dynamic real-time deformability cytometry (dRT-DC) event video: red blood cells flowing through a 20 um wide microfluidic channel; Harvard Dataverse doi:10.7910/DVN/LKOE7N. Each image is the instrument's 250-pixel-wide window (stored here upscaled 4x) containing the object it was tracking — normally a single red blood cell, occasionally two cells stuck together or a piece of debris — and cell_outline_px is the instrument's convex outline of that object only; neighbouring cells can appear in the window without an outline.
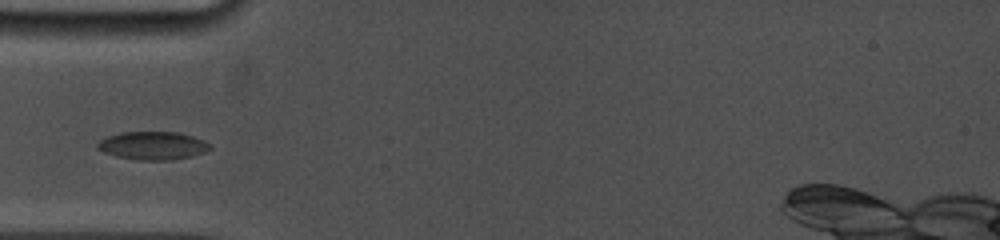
{"species": "common noctule bat (a hibernating species)", "species_latin": "Nyctalus noctula", "temperature_condition": "cold", "stored_images_in_passage": 26, "camera_frame_rate_fps": 5000, "um_per_image_px": 0.085, "animal": {"sex": "female", "body_mass_g": 19.0, "forearm_length_mm": 53.3}, "frame": {"image": 1, "passage_image": 7, "time_ms": 3.4, "image_size_px": [1000, 240], "cell_outline_px": [[212, 148], [204, 152], [192, 156], [172, 160], [136, 160], [116, 156], [104, 152], [96, 148], [96, 144], [100, 140], [108, 136], [120, 132], [176, 132], [192, 136], [204, 140], [212, 144]], "centroid_in_image_um": [12.99, 12.38], "position_along_channel_um": 72.0, "area_um2": 18.55}}
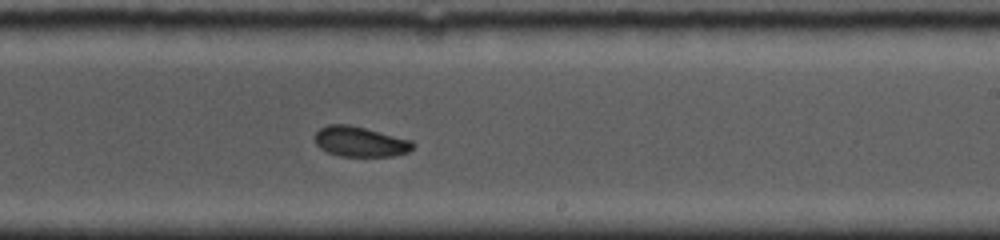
{"frame": {"image": 2, "passage_image": 18, "time_ms": 8.2, "image_size_px": [1000, 240], "cell_outline_px": [[416, 144], [408, 152], [392, 156], [340, 156], [328, 152], [320, 148], [316, 144], [316, 132], [320, 128], [328, 124], [348, 124], [412, 140]], "centroid_in_image_um": [30.62, 12.04], "position_along_channel_um": 258.4, "area_um2": 17.11}}
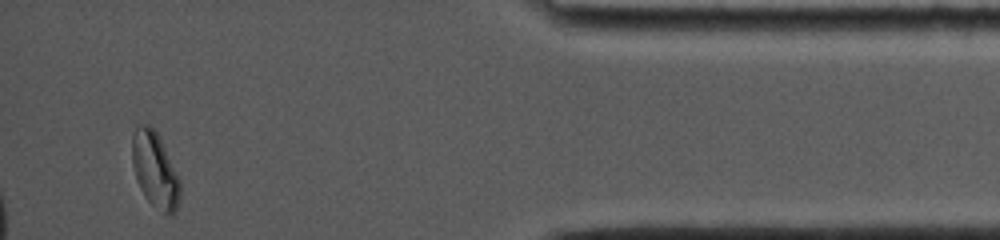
{"frame": {"image": 3, "passage_image": 26, "time_ms": 13.4, "image_size_px": [1000, 240], "cell_outline_px": [[180, 196], [176, 212], [172, 216], [168, 216], [152, 204], [148, 200], [140, 188], [132, 164], [132, 136], [136, 128], [140, 124], [148, 124], [156, 132], [180, 180]], "centroid_in_image_um": [13.17, 14.48], "position_along_channel_um": 422.0, "area_um2": 20.75}, "authors_computed_cell_mechanics": {"area_um2": 18.6116, "velocity_mm_per_s": 3.8774, "shape_relaxation_time_tau1_ms": 8.2152, "shape_relaxation_time_tau2_ms": 6.0333, "deformation_change_tau1": 0.1091, "deformation_change_tau2": 0.0947}}